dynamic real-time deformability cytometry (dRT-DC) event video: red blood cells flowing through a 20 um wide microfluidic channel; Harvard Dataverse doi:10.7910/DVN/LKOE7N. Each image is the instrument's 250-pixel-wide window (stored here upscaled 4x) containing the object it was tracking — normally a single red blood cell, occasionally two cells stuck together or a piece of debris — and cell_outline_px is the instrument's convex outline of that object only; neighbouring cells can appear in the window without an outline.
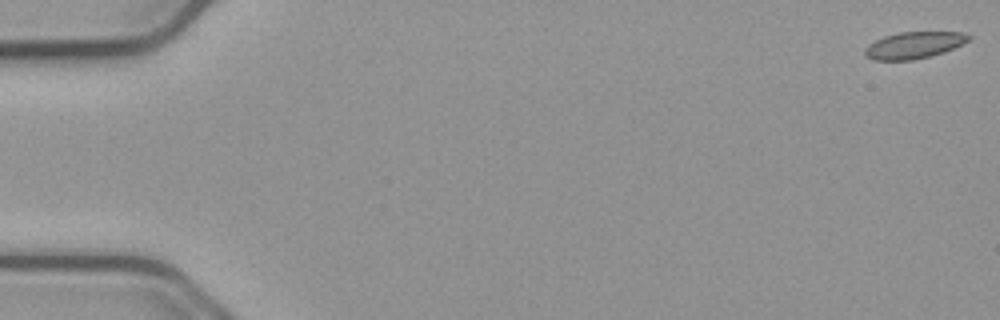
{"species": "common noctule bat (a hibernating species)", "species_latin": "Nyctalus noctula", "temperature_condition": "cold", "stored_images_in_passage": 56, "camera_frame_rate_fps": 3000, "um_per_image_px": 0.085, "animal": {"sex": "male", "body_mass_g": 23.1, "forearm_length_mm": 52.7}, "frame": {"image": 1, "passage_image": 1, "time_ms": 0.0, "image_size_px": [1000, 320], "cell_outline_px": [[972, 36], [968, 40], [944, 52], [912, 60], [872, 60], [864, 56], [864, 48], [868, 44], [884, 36], [900, 32], [964, 32]], "centroid_in_image_um": [77.63, 3.84], "position_along_channel_um": 7.4, "area_um2": 16.07}}
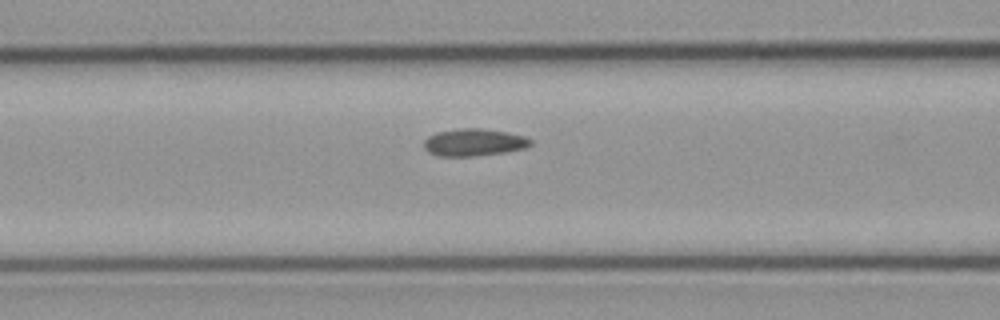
{"frame": {"image": 2, "passage_image": 23, "time_ms": 7.333, "image_size_px": [1000, 320], "cell_outline_px": [[532, 144], [524, 148], [508, 152], [472, 156], [440, 156], [428, 152], [424, 148], [424, 140], [428, 136], [436, 132], [460, 128], [480, 128], [508, 132], [524, 136], [532, 140]], "centroid_in_image_um": [40.28, 12.1], "position_along_channel_um": 126.3, "area_um2": 17.05}}
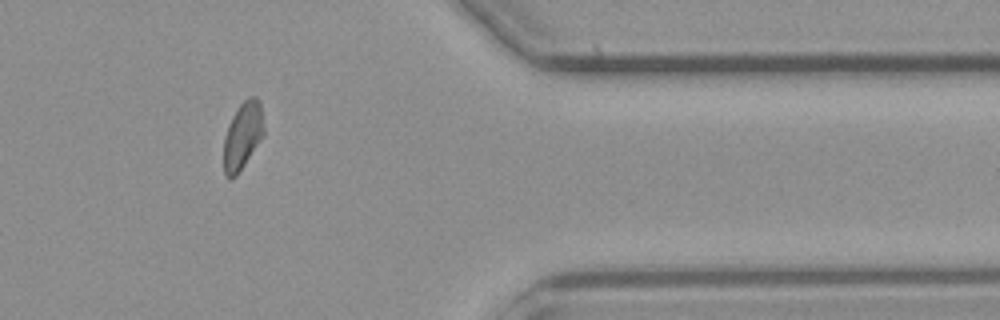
{"frame": {"image": 3, "passage_image": 46, "time_ms": 15.0, "image_size_px": [1000, 320], "cell_outline_px": [[264, 136], [236, 176], [228, 180], [224, 176], [224, 136], [228, 124], [232, 116], [240, 104], [248, 96], [256, 96], [260, 100], [264, 128]], "centroid_in_image_um": [20.63, 11.53], "position_along_channel_um": 390.8, "area_um2": 15.95}, "authors_computed_cell_mechanics": {"area_um2": 16.4152, "velocity_mm_per_s": 3.7356, "shape_relaxation_time_tau1_ms": null, "shape_relaxation_time_tau2_ms": 3.8929, "deformation_change_tau1": null, "deformation_change_tau2": 0.0802}}